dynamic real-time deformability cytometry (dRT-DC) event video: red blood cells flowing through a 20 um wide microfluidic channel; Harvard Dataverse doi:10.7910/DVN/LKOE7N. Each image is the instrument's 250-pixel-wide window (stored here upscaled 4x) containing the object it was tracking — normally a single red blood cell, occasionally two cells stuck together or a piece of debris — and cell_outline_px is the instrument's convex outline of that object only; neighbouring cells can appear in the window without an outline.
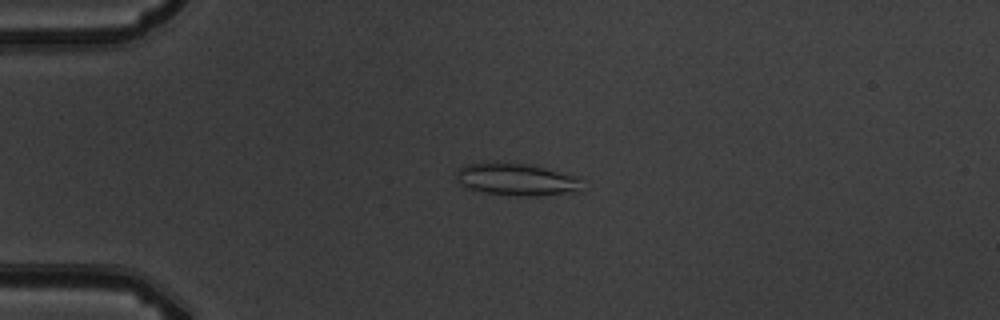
{"species": "common noctule bat (a hibernating species)", "species_latin": "Nyctalus noctula", "temperature_condition": "warm", "stored_images_in_passage": 5, "camera_frame_rate_fps": 3000, "um_per_image_px": 0.085, "animal": {"sex": "male", "body_mass_g": 19.5, "forearm_length_mm": 54.6}, "frame": {"image": 1, "passage_image": 4, "time_ms": 3.667, "image_size_px": [1000, 320], "cell_outline_px": [[580, 192], [536, 196], [516, 196], [484, 192], [468, 188], [460, 184], [456, 180], [456, 172], [464, 164], [480, 160], [496, 160], [528, 164], [576, 176]], "centroid_in_image_um": [43.78, 15.22], "position_along_channel_um": 41.2, "area_um2": 24.16}}
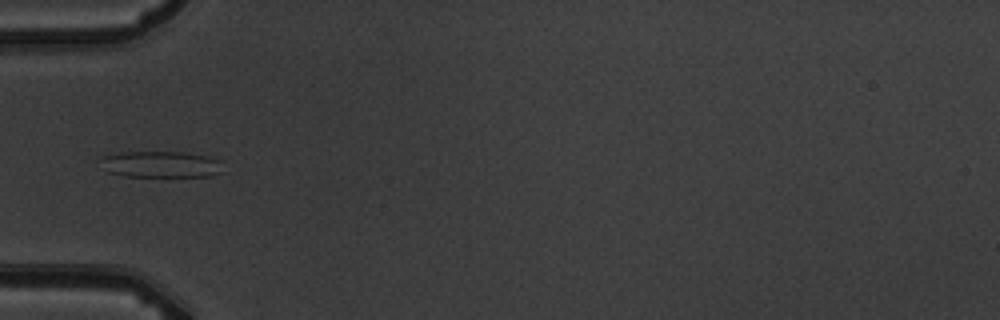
{"frame": {"image": 2, "passage_image": 5, "time_ms": 5.333, "image_size_px": [1000, 320], "cell_outline_px": [[220, 172], [212, 176], [124, 176], [104, 172], [100, 156], [120, 152], [184, 152], [208, 156], [220, 160]], "centroid_in_image_um": [13.6, 13.96], "position_along_channel_um": 71.4, "area_um2": 18.9}}